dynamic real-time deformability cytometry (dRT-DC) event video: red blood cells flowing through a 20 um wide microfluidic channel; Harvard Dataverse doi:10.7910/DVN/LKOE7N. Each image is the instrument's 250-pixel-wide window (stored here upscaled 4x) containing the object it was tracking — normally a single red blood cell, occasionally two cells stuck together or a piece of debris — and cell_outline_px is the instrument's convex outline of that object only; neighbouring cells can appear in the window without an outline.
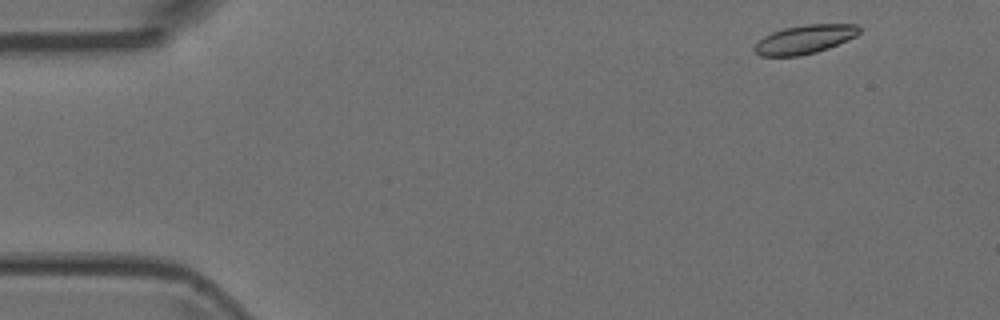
{"species": "Egyptian fruit bat (a non-hibernating species)", "species_latin": "Rousettus aegyptiacus", "temperature_condition": "room temperature", "stored_images_in_passage": 3, "camera_frame_rate_fps": 3000, "um_per_image_px": 0.085, "animal": {"sex": "female"}, "frame": {"image": 1, "passage_image": 1, "time_ms": 0.0, "image_size_px": [1000, 320], "cell_outline_px": [[860, 32], [856, 36], [848, 40], [828, 48], [816, 52], [800, 56], [760, 56], [752, 48], [764, 36], [772, 32], [784, 28], [804, 24], [856, 24], [860, 28]], "centroid_in_image_um": [68.4, 3.34], "position_along_channel_um": 16.6, "area_um2": 17.57}}